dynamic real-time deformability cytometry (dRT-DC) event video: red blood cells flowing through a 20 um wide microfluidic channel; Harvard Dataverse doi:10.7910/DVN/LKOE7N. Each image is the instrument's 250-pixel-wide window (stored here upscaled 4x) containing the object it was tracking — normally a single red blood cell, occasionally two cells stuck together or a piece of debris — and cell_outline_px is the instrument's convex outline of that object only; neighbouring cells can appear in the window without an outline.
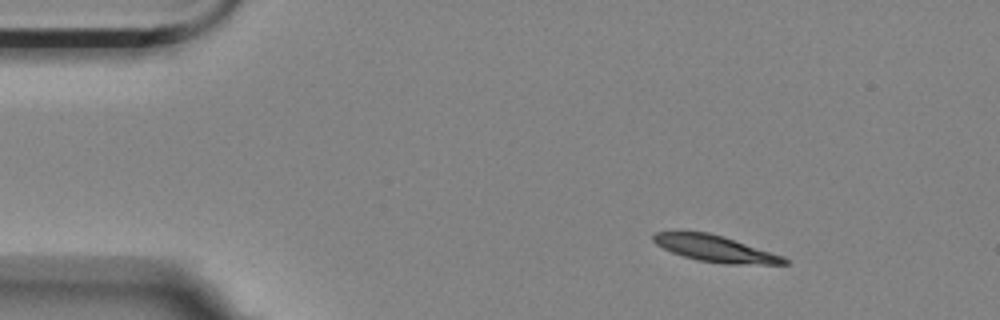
{"species": "Egyptian fruit bat (a non-hibernating species)", "species_latin": "Rousettus aegyptiacus", "temperature_condition": "room temperature", "stored_images_in_passage": 5, "camera_frame_rate_fps": 3000, "um_per_image_px": 0.085, "animal": {"sex": "female"}, "frame": {"image": 1, "passage_image": 2, "time_ms": 0.333, "image_size_px": [1000, 320], "cell_outline_px": [[788, 264], [724, 264], [696, 260], [672, 252], [656, 244], [652, 240], [652, 236], [656, 232], [708, 232], [784, 256], [788, 260]], "centroid_in_image_um": [60.79, 21.15], "position_along_channel_um": 24.2, "area_um2": 19.77}}
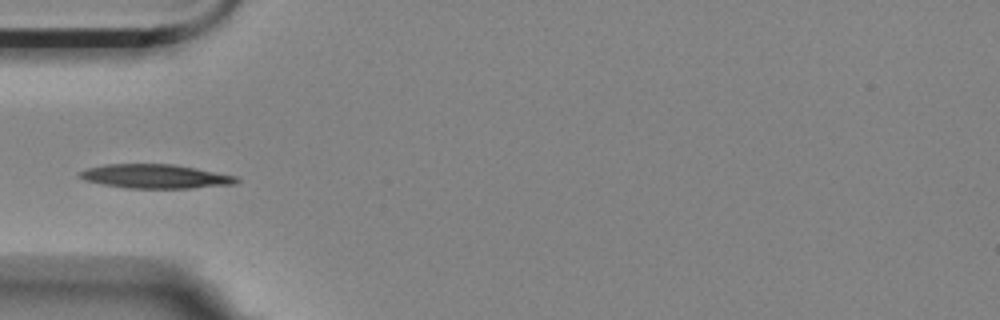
{"frame": {"image": 2, "passage_image": 5, "time_ms": 1.333, "image_size_px": [1000, 320], "cell_outline_px": [[240, 180], [236, 184], [192, 188], [124, 188], [84, 180], [80, 176], [80, 172], [88, 168], [104, 164], [172, 164], [196, 168], [236, 176]], "centroid_in_image_um": [13.23, 14.99], "position_along_channel_um": 71.8, "area_um2": 21.85}}